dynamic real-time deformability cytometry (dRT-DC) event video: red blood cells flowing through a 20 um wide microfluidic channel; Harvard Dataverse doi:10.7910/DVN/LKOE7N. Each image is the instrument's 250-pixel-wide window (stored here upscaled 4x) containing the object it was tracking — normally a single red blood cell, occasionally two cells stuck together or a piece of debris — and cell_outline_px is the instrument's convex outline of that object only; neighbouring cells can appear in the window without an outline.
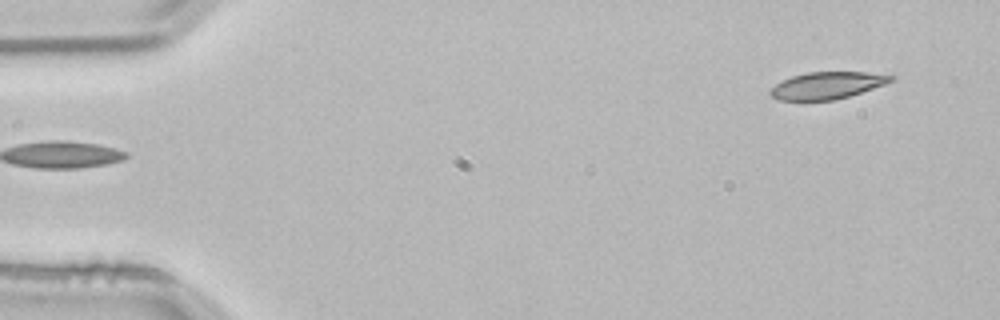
{"species": "common noctule bat (a hibernating species)", "species_latin": "Nyctalus noctula", "temperature_condition": "room temperature", "stored_images_in_passage": 4, "segment_of_instrument_passage": [2, 2], "camera_frame_rate_fps": 3000, "um_per_image_px": 0.085, "animal": {"sex": "male", "body_mass_g": 21.5, "forearm_length_mm": 52.0}, "frame": {"image": 1, "passage_image": 4, "time_ms": 1.0, "image_size_px": [1000, 320], "cell_outline_px": [[896, 80], [848, 96], [832, 100], [776, 100], [768, 92], [776, 84], [792, 76], [808, 72], [868, 72], [896, 76]], "centroid_in_image_um": [70.31, 7.25], "position_along_channel_um": 14.7, "area_um2": 18.79}}